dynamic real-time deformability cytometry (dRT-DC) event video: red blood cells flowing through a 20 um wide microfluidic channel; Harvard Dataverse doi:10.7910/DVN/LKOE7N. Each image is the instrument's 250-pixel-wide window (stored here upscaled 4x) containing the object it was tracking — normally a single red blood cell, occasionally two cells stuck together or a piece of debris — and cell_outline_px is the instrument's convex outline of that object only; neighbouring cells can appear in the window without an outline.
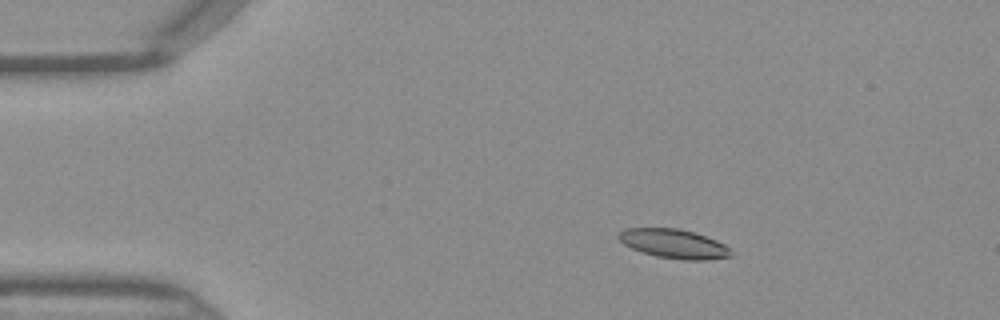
{"species": "Egyptian fruit bat (a non-hibernating species)", "species_latin": "Rousettus aegyptiacus", "temperature_condition": "warm", "stored_images_in_passage": 45, "camera_frame_rate_fps": 3000, "um_per_image_px": 0.085, "frame": {"image": 1, "passage_image": 7, "time_ms": 2.0, "image_size_px": [1000, 320], "cell_outline_px": [[732, 256], [704, 260], [684, 260], [656, 256], [632, 248], [624, 244], [616, 236], [624, 228], [680, 228], [716, 240], [724, 244], [732, 252]], "centroid_in_image_um": [57.26, 20.71], "position_along_channel_um": 27.7, "area_um2": 18.9}}
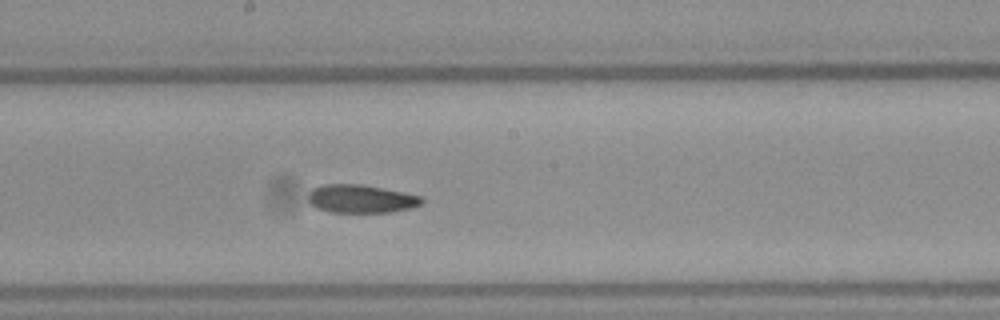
{"frame": {"image": 2, "passage_image": 24, "time_ms": 7.667, "image_size_px": [1000, 320], "cell_outline_px": [[424, 200], [420, 204], [412, 208], [388, 212], [332, 212], [316, 208], [308, 200], [308, 192], [312, 188], [324, 184], [364, 184], [404, 192], [420, 196]], "centroid_in_image_um": [30.67, 16.89], "position_along_channel_um": 217.5, "area_um2": 18.73}}
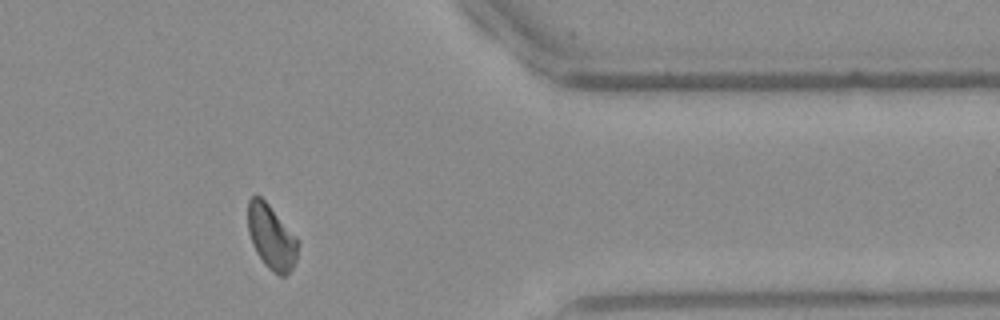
{"frame": {"image": 3, "passage_image": 37, "time_ms": 12.0, "image_size_px": [1000, 320], "cell_outline_px": [[300, 244], [296, 260], [292, 268], [284, 276], [280, 276], [272, 272], [264, 264], [256, 252], [252, 244], [248, 232], [248, 200], [252, 196], [260, 196], [268, 204], [300, 240]], "centroid_in_image_um": [23.09, 20.17], "position_along_channel_um": 388.3, "area_um2": 18.96}}